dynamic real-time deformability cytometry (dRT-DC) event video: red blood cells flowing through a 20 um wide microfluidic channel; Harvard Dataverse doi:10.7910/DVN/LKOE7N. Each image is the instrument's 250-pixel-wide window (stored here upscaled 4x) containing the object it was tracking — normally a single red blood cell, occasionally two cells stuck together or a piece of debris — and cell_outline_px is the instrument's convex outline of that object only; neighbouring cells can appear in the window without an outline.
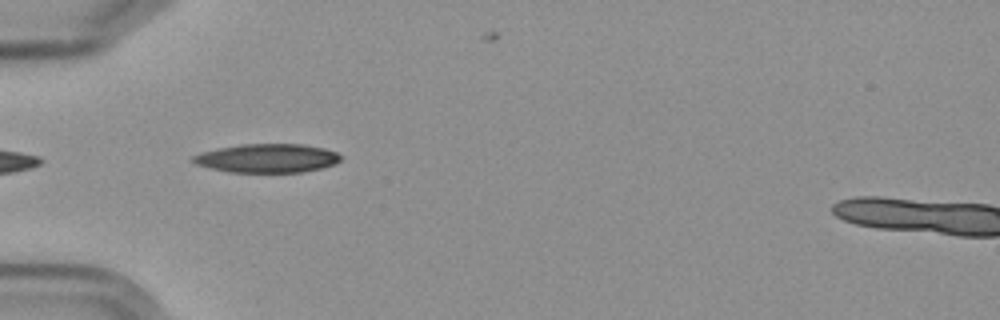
{"species": "Egyptian fruit bat (a non-hibernating species)", "species_latin": "Rousettus aegyptiacus", "temperature_condition": "cold", "stored_images_in_passage": 6, "camera_frame_rate_fps": 3000, "um_per_image_px": 0.085, "frame": {"image": 1, "passage_image": 6, "time_ms": 6.0, "image_size_px": [1000, 320], "cell_outline_px": [[340, 160], [336, 164], [304, 172], [228, 172], [208, 168], [196, 164], [192, 160], [192, 156], [200, 152], [240, 144], [300, 144], [324, 148], [336, 152], [340, 156]], "centroid_in_image_um": [22.69, 13.45], "position_along_channel_um": 62.3, "area_um2": 24.74}}